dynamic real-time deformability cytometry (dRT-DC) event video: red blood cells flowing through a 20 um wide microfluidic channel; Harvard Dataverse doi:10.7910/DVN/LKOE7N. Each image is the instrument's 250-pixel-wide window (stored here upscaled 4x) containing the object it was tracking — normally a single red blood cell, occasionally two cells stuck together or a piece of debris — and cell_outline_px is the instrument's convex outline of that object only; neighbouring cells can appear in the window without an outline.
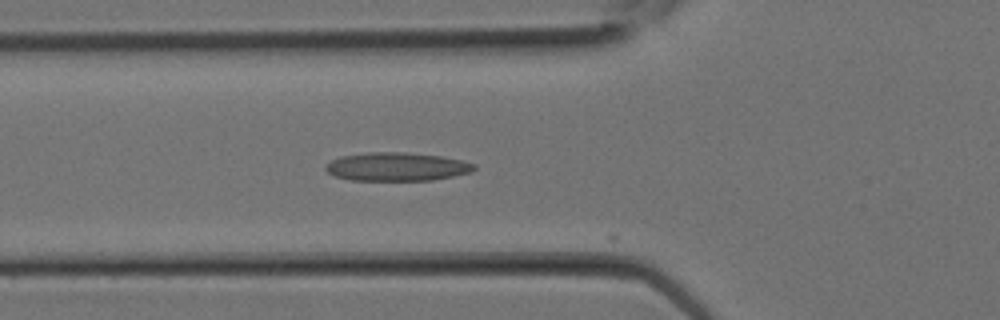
{"species": "Egyptian fruit bat (a non-hibernating species)", "species_latin": "Rousettus aegyptiacus", "temperature_condition": "room temperature", "stored_images_in_passage": 11, "camera_frame_rate_fps": 3000, "um_per_image_px": 0.085, "animal": {"sex": "female"}, "frame": {"image": 1, "passage_image": 8, "time_ms": 2.333, "image_size_px": [1000, 320], "cell_outline_px": [[476, 168], [468, 172], [452, 176], [432, 180], [348, 180], [336, 176], [328, 172], [324, 168], [332, 160], [340, 156], [368, 152], [404, 152], [440, 156], [460, 160], [476, 164]], "centroid_in_image_um": [33.7, 14.16], "position_along_channel_um": 92.1, "area_um2": 24.39}}
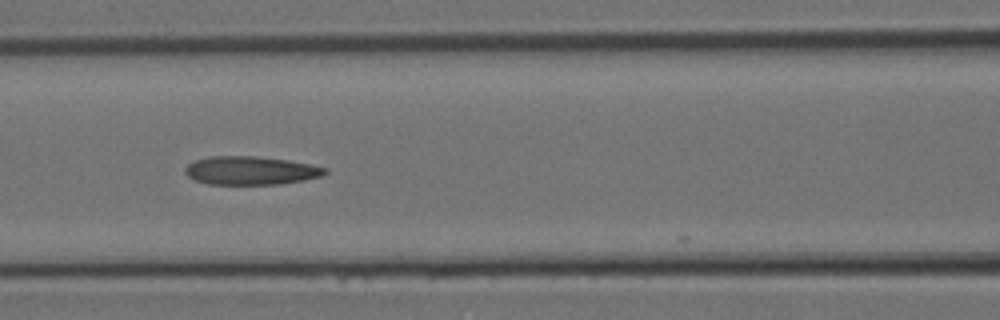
{"frame": {"image": 2, "passage_image": 10, "time_ms": 3.0, "image_size_px": [1000, 320], "cell_outline_px": [[328, 172], [324, 176], [304, 180], [280, 184], [208, 184], [196, 180], [188, 176], [184, 172], [184, 168], [188, 164], [196, 160], [208, 156], [256, 156], [288, 160], [328, 168]], "centroid_in_image_um": [21.33, 14.49], "position_along_channel_um": 145.3, "area_um2": 23.24}}